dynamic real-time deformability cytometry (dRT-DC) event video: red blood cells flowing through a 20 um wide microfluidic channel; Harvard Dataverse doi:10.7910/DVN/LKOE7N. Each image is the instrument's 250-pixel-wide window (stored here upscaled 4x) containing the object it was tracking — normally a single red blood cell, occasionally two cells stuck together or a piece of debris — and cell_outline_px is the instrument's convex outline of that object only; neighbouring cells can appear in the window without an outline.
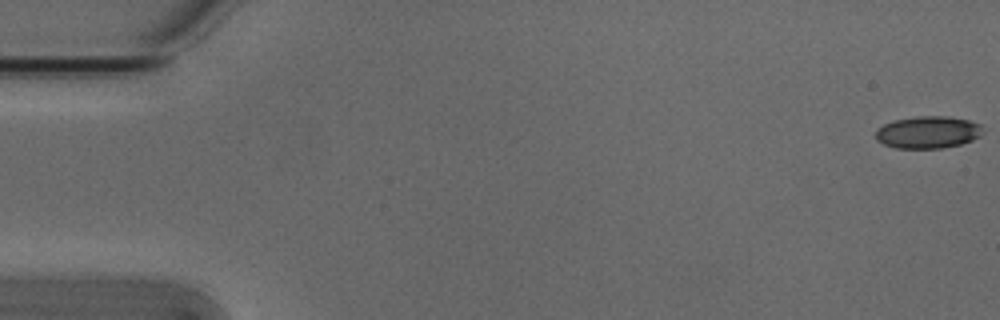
{"species": "Egyptian fruit bat (a non-hibernating species)", "species_latin": "Rousettus aegyptiacus", "temperature_condition": "cold", "stored_images_in_passage": 5, "camera_frame_rate_fps": 3000, "um_per_image_px": 0.085, "animal": {"sex": "male"}, "frame": {"image": 1, "passage_image": 1, "time_ms": 0.0, "image_size_px": [1000, 320], "cell_outline_px": [[980, 136], [972, 140], [960, 144], [944, 148], [896, 148], [884, 144], [876, 140], [876, 128], [884, 124], [896, 120], [916, 116], [948, 116], [968, 120], [980, 124]], "centroid_in_image_um": [78.84, 11.24], "position_along_channel_um": 6.2, "area_um2": 20.0}}